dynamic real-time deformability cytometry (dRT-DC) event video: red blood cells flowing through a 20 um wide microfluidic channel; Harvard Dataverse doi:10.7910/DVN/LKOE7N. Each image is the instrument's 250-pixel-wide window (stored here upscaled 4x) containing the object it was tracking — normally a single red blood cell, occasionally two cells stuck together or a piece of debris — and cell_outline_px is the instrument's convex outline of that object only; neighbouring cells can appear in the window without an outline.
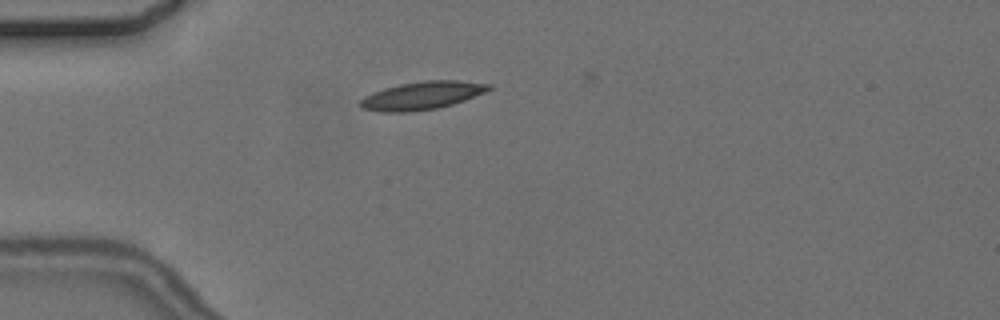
{"species": "common noctule bat (a hibernating species)", "species_latin": "Nyctalus noctula", "temperature_condition": "cold", "stored_images_in_passage": 1, "camera_frame_rate_fps": 3000, "um_per_image_px": 0.085, "animal": {"sex": "female", "body_mass_g": 24.6, "forearm_length_mm": 56.2}, "frame": {"image": 1, "passage_image": 1, "time_ms": 0.0, "image_size_px": [1000, 320], "cell_outline_px": [[492, 88], [484, 92], [464, 100], [452, 104], [436, 108], [408, 112], [380, 112], [360, 108], [360, 100], [364, 96], [372, 92], [384, 88], [400, 84], [424, 80], [456, 80], [492, 84]], "centroid_in_image_um": [35.84, 8.12], "position_along_channel_um": 49.2, "area_um2": 20.92}}